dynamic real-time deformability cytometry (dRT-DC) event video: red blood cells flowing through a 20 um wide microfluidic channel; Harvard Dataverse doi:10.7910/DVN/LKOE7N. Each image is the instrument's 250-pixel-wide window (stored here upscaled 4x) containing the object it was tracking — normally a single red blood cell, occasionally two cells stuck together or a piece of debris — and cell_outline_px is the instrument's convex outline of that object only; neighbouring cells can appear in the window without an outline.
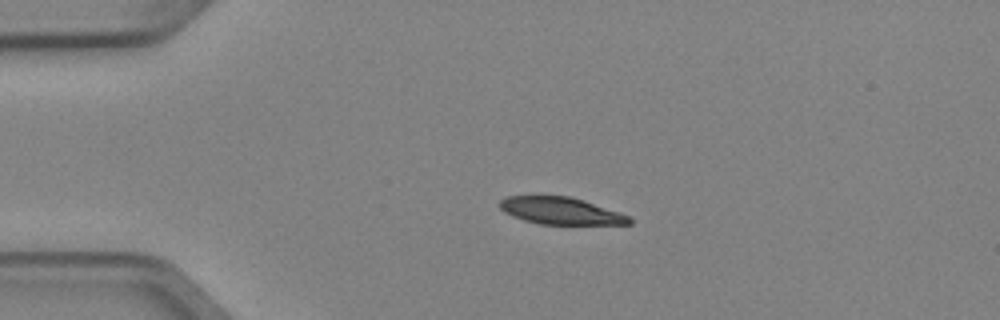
{"species": "Egyptian fruit bat (a non-hibernating species)", "species_latin": "Rousettus aegyptiacus", "temperature_condition": "cold", "stored_images_in_passage": 1, "camera_frame_rate_fps": 3000, "um_per_image_px": 0.085, "animal": {"sex": "female"}, "frame": {"image": 1, "passage_image": 1, "time_ms": 0.0, "image_size_px": [1000, 320], "cell_outline_px": [[632, 224], [540, 224], [524, 220], [512, 216], [504, 212], [500, 208], [500, 200], [504, 196], [540, 192], [568, 196], [584, 200], [628, 216], [632, 220]], "centroid_in_image_um": [47.53, 17.86], "position_along_channel_um": 37.5, "area_um2": 21.15}}